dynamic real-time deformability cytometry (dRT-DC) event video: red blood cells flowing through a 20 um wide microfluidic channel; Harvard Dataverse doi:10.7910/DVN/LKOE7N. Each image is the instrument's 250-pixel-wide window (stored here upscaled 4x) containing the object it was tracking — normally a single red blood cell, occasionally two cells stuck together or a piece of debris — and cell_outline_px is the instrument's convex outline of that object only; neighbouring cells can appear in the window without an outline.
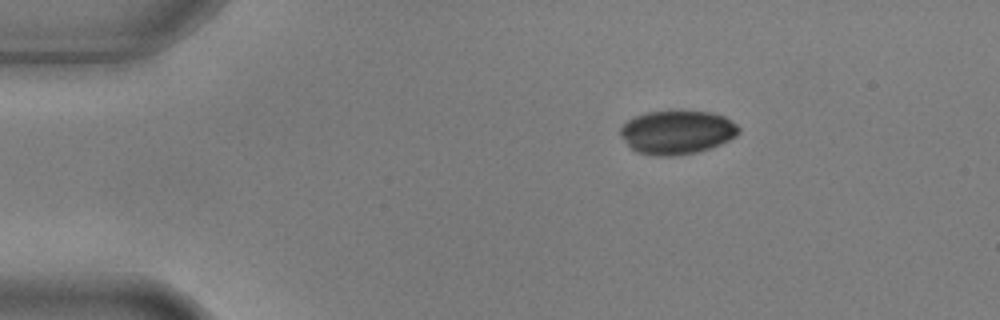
{"species": "common noctule bat (a hibernating species)", "species_latin": "Nyctalus noctula", "temperature_condition": "warm", "stored_images_in_passage": 3, "camera_frame_rate_fps": 3000, "um_per_image_px": 0.085, "animal": {"sex": "male", "body_mass_g": 17.9, "forearm_length_mm": 54.2}, "frame": {"image": 1, "passage_image": 1, "time_ms": 0.0, "image_size_px": [1000, 320], "cell_outline_px": [[740, 132], [736, 136], [720, 144], [696, 152], [672, 156], [656, 156], [636, 152], [620, 136], [620, 128], [628, 120], [636, 116], [648, 112], [712, 112], [724, 116], [736, 124], [740, 128]], "centroid_in_image_um": [57.55, 11.25], "position_along_channel_um": 27.5, "area_um2": 29.77}}